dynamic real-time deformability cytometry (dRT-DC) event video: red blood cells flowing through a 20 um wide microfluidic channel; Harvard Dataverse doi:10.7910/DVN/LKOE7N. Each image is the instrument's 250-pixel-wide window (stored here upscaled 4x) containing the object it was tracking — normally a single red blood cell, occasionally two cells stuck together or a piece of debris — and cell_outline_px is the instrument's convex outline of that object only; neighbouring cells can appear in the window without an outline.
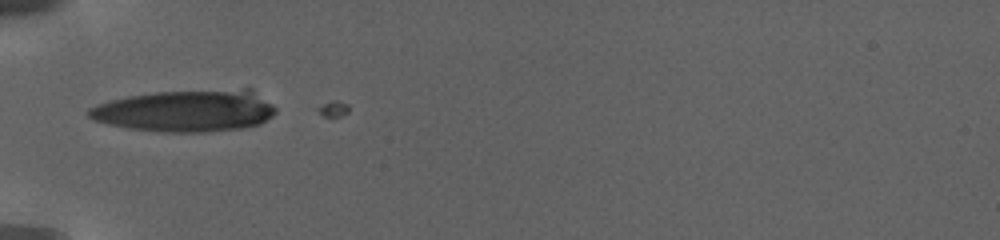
{"species": "human", "species_latin": "Homo sapiens", "temperature_condition": "warm", "stored_images_in_passage": 7, "camera_frame_rate_fps": 3000, "um_per_image_px": 0.085, "donor": {"sex": "female"}, "frame": {"image": 1, "passage_image": 1, "time_ms": 0.0, "image_size_px": [1000, 240], "cell_outline_px": [[276, 112], [272, 116], [260, 124], [244, 128], [204, 132], [160, 132], [128, 128], [108, 124], [96, 120], [88, 116], [88, 108], [96, 104], [128, 96], [156, 92], [244, 88], [252, 88], [272, 104], [276, 108]], "centroid_in_image_um": [15.84, 9.41], "position_along_channel_um": 69.2, "area_um2": 45.95}}